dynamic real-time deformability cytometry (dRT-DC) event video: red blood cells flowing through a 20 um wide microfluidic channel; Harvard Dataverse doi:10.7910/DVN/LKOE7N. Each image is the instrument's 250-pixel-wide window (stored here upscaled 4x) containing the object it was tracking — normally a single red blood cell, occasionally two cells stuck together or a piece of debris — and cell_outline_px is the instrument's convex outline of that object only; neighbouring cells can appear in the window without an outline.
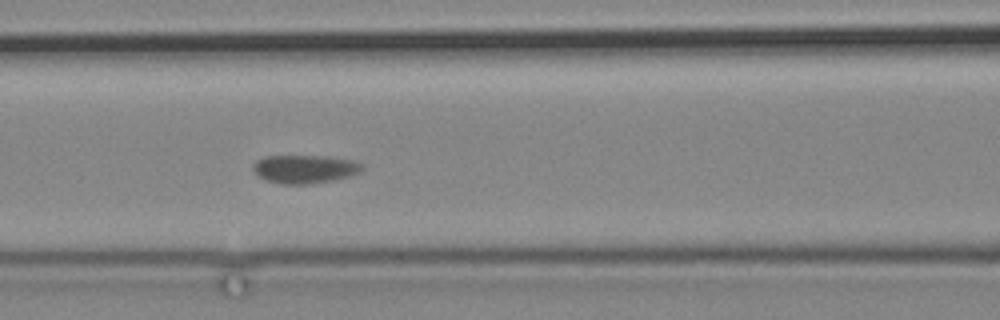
{"species": "common noctule bat (a hibernating species)", "species_latin": "Nyctalus noctula", "temperature_condition": "cold", "stored_images_in_passage": 3, "camera_frame_rate_fps": 3000, "um_per_image_px": 0.085, "animal": {"sex": "male", "body_mass_g": 19.2, "forearm_length_mm": 51.8}, "frame": {"image": 1, "passage_image": 3, "time_ms": 2.333, "image_size_px": [1000, 320], "cell_outline_px": [[364, 168], [360, 172], [348, 176], [332, 180], [308, 184], [280, 184], [264, 180], [256, 176], [252, 168], [252, 164], [256, 160], [264, 156], [332, 156], [352, 160], [364, 164]], "centroid_in_image_um": [25.86, 14.36], "position_along_channel_um": 140.7, "area_um2": 18.32}}